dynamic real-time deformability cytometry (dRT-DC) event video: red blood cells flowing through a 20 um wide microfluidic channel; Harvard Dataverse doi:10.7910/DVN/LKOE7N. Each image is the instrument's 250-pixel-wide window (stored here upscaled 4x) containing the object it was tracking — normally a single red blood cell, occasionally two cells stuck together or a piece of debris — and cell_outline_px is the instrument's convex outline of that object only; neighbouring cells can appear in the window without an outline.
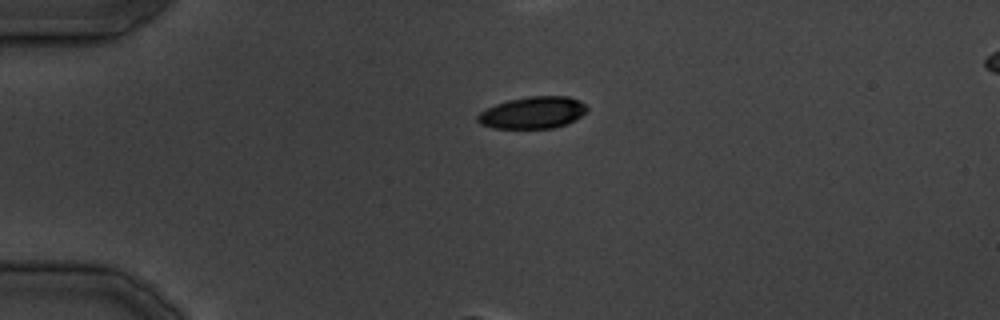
{"species": "common noctule bat (a hibernating species)", "species_latin": "Nyctalus noctula", "temperature_condition": "cold", "stored_images_in_passage": 29, "camera_frame_rate_fps": 3000, "um_per_image_px": 0.085, "animal": {"sex": "male", "body_mass_g": 19.5, "forearm_length_mm": 54.6}, "frame": {"image": 1, "passage_image": 1, "time_ms": 0.0, "image_size_px": [1000, 320], "cell_outline_px": [[588, 108], [576, 120], [552, 128], [492, 128], [480, 124], [476, 120], [476, 116], [480, 112], [496, 104], [508, 100], [528, 96], [568, 96], [580, 100]], "centroid_in_image_um": [45.26, 9.57], "position_along_channel_um": 39.7, "area_um2": 20.29}}
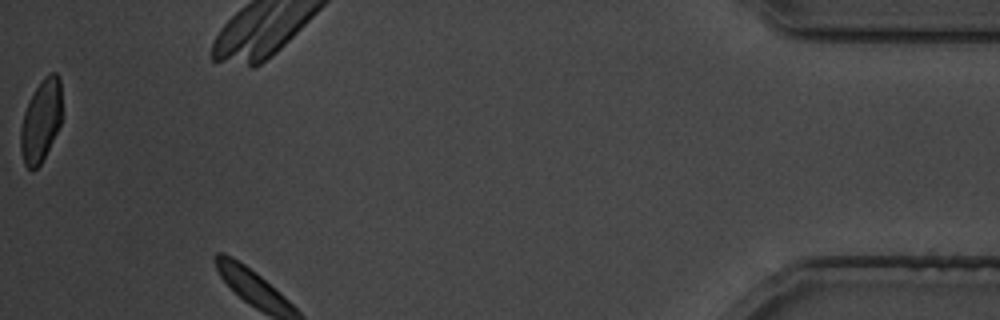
{"frame": {"image": 2, "passage_image": 29, "time_ms": 34.667, "image_size_px": [1000, 320], "cell_outline_px": [[60, 124], [40, 164], [32, 172], [24, 164], [20, 152], [20, 128], [24, 112], [36, 88], [44, 76], [48, 72], [56, 72], [60, 76]], "centroid_in_image_um": [3.45, 10.27], "position_along_channel_um": 431.7, "area_um2": 19.48}}